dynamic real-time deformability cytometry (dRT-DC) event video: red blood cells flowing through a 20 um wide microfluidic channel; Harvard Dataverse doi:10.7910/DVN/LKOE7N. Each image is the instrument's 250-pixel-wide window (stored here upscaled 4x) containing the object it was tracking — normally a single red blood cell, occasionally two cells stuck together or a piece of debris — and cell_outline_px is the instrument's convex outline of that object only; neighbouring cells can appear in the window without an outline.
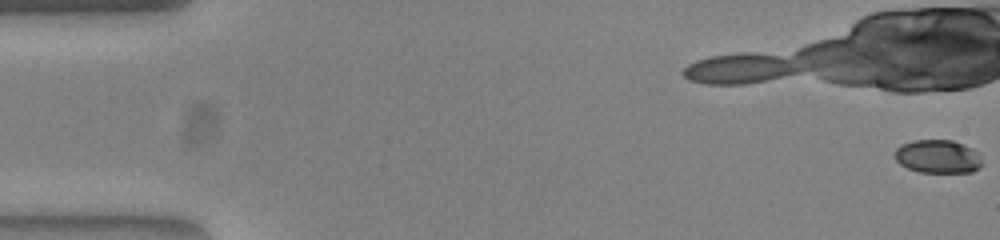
{"species": "common noctule bat (a hibernating species)", "species_latin": "Nyctalus noctula", "temperature_condition": "warm", "stored_images_in_passage": 15, "camera_frame_rate_fps": 3000, "um_per_image_px": 0.085, "animal": {"sex": "female", "body_mass_g": 23.0, "forearm_length_mm": 53.4}, "frame": {"image": 1, "passage_image": 1, "time_ms": 0.0, "image_size_px": [1000, 240], "cell_outline_px": [[984, 164], [980, 168], [972, 172], [920, 172], [908, 168], [900, 164], [896, 160], [896, 148], [900, 144], [912, 140], [952, 140], [972, 148], [980, 156]], "centroid_in_image_um": [79.74, 13.3], "position_along_channel_um": 5.3, "area_um2": 17.05}}